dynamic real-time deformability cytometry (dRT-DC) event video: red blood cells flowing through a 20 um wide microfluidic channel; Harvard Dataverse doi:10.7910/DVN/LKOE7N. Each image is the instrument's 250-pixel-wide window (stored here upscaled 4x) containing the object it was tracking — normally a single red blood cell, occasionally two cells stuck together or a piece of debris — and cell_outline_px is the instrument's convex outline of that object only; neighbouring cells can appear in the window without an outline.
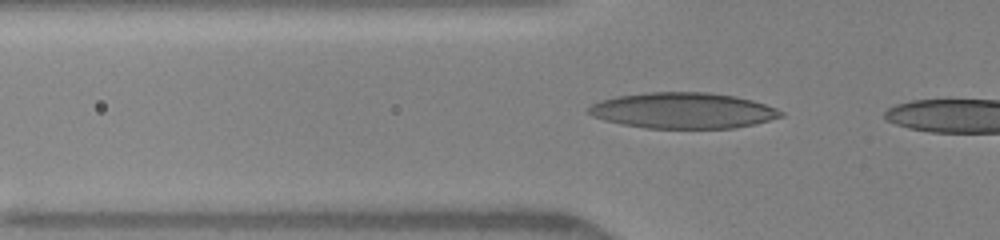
{"species": "human", "species_latin": "Homo sapiens", "temperature_condition": "warm", "stored_images_in_passage": 16, "camera_frame_rate_fps": 3000, "um_per_image_px": 0.085, "donor": {"sex": "female"}, "frame": {"image": 1, "passage_image": 9, "time_ms": 2.667, "image_size_px": [1000, 240], "cell_outline_px": [[784, 116], [736, 128], [644, 128], [604, 120], [592, 116], [588, 112], [588, 108], [592, 104], [600, 100], [616, 96], [648, 92], [708, 92], [736, 96], [752, 100], [776, 108], [784, 112]], "centroid_in_image_um": [58.05, 9.39], "position_along_channel_um": 67.8, "area_um2": 40.11}}
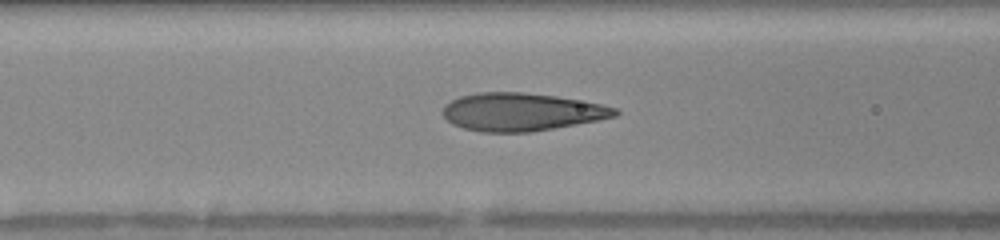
{"frame": {"image": 2, "passage_image": 14, "time_ms": 4.0, "image_size_px": [1000, 240], "cell_outline_px": [[620, 112], [616, 116], [576, 124], [532, 132], [480, 132], [464, 128], [452, 124], [440, 112], [444, 104], [460, 96], [480, 92], [520, 92], [556, 96], [600, 104], [616, 108]], "centroid_in_image_um": [44.27, 9.51], "position_along_channel_um": 122.3, "area_um2": 37.92}}